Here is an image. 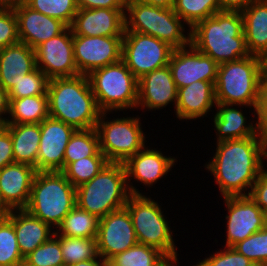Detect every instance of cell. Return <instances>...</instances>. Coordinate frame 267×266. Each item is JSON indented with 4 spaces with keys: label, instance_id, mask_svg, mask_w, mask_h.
I'll use <instances>...</instances> for the list:
<instances>
[{
    "label": "cell",
    "instance_id": "1f68e13d",
    "mask_svg": "<svg viewBox=\"0 0 267 266\" xmlns=\"http://www.w3.org/2000/svg\"><path fill=\"white\" fill-rule=\"evenodd\" d=\"M167 256L155 247L137 243L108 261V266H158Z\"/></svg>",
    "mask_w": 267,
    "mask_h": 266
},
{
    "label": "cell",
    "instance_id": "8d00e7d4",
    "mask_svg": "<svg viewBox=\"0 0 267 266\" xmlns=\"http://www.w3.org/2000/svg\"><path fill=\"white\" fill-rule=\"evenodd\" d=\"M29 7L71 26L78 11L76 0H23Z\"/></svg>",
    "mask_w": 267,
    "mask_h": 266
},
{
    "label": "cell",
    "instance_id": "ba28073f",
    "mask_svg": "<svg viewBox=\"0 0 267 266\" xmlns=\"http://www.w3.org/2000/svg\"><path fill=\"white\" fill-rule=\"evenodd\" d=\"M87 77L101 112L137 108L138 79L122 60L96 69Z\"/></svg>",
    "mask_w": 267,
    "mask_h": 266
},
{
    "label": "cell",
    "instance_id": "d590c367",
    "mask_svg": "<svg viewBox=\"0 0 267 266\" xmlns=\"http://www.w3.org/2000/svg\"><path fill=\"white\" fill-rule=\"evenodd\" d=\"M49 78L38 67L28 74H21L14 87L8 91L9 99H20L35 95H47Z\"/></svg>",
    "mask_w": 267,
    "mask_h": 266
},
{
    "label": "cell",
    "instance_id": "c3c4849f",
    "mask_svg": "<svg viewBox=\"0 0 267 266\" xmlns=\"http://www.w3.org/2000/svg\"><path fill=\"white\" fill-rule=\"evenodd\" d=\"M9 104L10 101L8 92L0 85V126L5 125L7 121V114H9Z\"/></svg>",
    "mask_w": 267,
    "mask_h": 266
},
{
    "label": "cell",
    "instance_id": "e575fe53",
    "mask_svg": "<svg viewBox=\"0 0 267 266\" xmlns=\"http://www.w3.org/2000/svg\"><path fill=\"white\" fill-rule=\"evenodd\" d=\"M108 163L105 156H90L69 163L61 172L75 187L90 181Z\"/></svg>",
    "mask_w": 267,
    "mask_h": 266
},
{
    "label": "cell",
    "instance_id": "ee69618b",
    "mask_svg": "<svg viewBox=\"0 0 267 266\" xmlns=\"http://www.w3.org/2000/svg\"><path fill=\"white\" fill-rule=\"evenodd\" d=\"M249 196L263 210L267 209V169L264 168L255 183L253 184Z\"/></svg>",
    "mask_w": 267,
    "mask_h": 266
},
{
    "label": "cell",
    "instance_id": "277c9868",
    "mask_svg": "<svg viewBox=\"0 0 267 266\" xmlns=\"http://www.w3.org/2000/svg\"><path fill=\"white\" fill-rule=\"evenodd\" d=\"M267 74L263 58H245L219 64L215 82L216 103L245 105L256 115L259 87Z\"/></svg>",
    "mask_w": 267,
    "mask_h": 266
},
{
    "label": "cell",
    "instance_id": "836d02e7",
    "mask_svg": "<svg viewBox=\"0 0 267 266\" xmlns=\"http://www.w3.org/2000/svg\"><path fill=\"white\" fill-rule=\"evenodd\" d=\"M60 247L65 266L99 256L96 238L60 236Z\"/></svg>",
    "mask_w": 267,
    "mask_h": 266
},
{
    "label": "cell",
    "instance_id": "680465c9",
    "mask_svg": "<svg viewBox=\"0 0 267 266\" xmlns=\"http://www.w3.org/2000/svg\"><path fill=\"white\" fill-rule=\"evenodd\" d=\"M18 266H30V265H28V264H26L24 261L20 264V265H18Z\"/></svg>",
    "mask_w": 267,
    "mask_h": 266
},
{
    "label": "cell",
    "instance_id": "7402d4cb",
    "mask_svg": "<svg viewBox=\"0 0 267 266\" xmlns=\"http://www.w3.org/2000/svg\"><path fill=\"white\" fill-rule=\"evenodd\" d=\"M36 172L24 163H12L0 170V193L11 210L26 208Z\"/></svg>",
    "mask_w": 267,
    "mask_h": 266
},
{
    "label": "cell",
    "instance_id": "2e32d148",
    "mask_svg": "<svg viewBox=\"0 0 267 266\" xmlns=\"http://www.w3.org/2000/svg\"><path fill=\"white\" fill-rule=\"evenodd\" d=\"M168 66L178 89L195 81H207L215 85L219 65L190 44L174 49Z\"/></svg>",
    "mask_w": 267,
    "mask_h": 266
},
{
    "label": "cell",
    "instance_id": "4316f807",
    "mask_svg": "<svg viewBox=\"0 0 267 266\" xmlns=\"http://www.w3.org/2000/svg\"><path fill=\"white\" fill-rule=\"evenodd\" d=\"M241 13L247 49L263 58L267 54V0H254Z\"/></svg>",
    "mask_w": 267,
    "mask_h": 266
},
{
    "label": "cell",
    "instance_id": "52a82bcc",
    "mask_svg": "<svg viewBox=\"0 0 267 266\" xmlns=\"http://www.w3.org/2000/svg\"><path fill=\"white\" fill-rule=\"evenodd\" d=\"M184 24L173 8L155 7L140 0H126L125 31L153 36L178 49L191 44V30L186 34Z\"/></svg>",
    "mask_w": 267,
    "mask_h": 266
},
{
    "label": "cell",
    "instance_id": "9a60e30c",
    "mask_svg": "<svg viewBox=\"0 0 267 266\" xmlns=\"http://www.w3.org/2000/svg\"><path fill=\"white\" fill-rule=\"evenodd\" d=\"M223 202L228 211L225 216L226 245L223 248L233 247L265 227L264 212L249 195L224 197Z\"/></svg>",
    "mask_w": 267,
    "mask_h": 266
},
{
    "label": "cell",
    "instance_id": "f5cc1de1",
    "mask_svg": "<svg viewBox=\"0 0 267 266\" xmlns=\"http://www.w3.org/2000/svg\"><path fill=\"white\" fill-rule=\"evenodd\" d=\"M178 256H174V257H167L161 264H159L158 266H177L178 264ZM177 263V264H176Z\"/></svg>",
    "mask_w": 267,
    "mask_h": 266
},
{
    "label": "cell",
    "instance_id": "db71d44e",
    "mask_svg": "<svg viewBox=\"0 0 267 266\" xmlns=\"http://www.w3.org/2000/svg\"><path fill=\"white\" fill-rule=\"evenodd\" d=\"M248 266H267V263L251 262Z\"/></svg>",
    "mask_w": 267,
    "mask_h": 266
},
{
    "label": "cell",
    "instance_id": "603a6c76",
    "mask_svg": "<svg viewBox=\"0 0 267 266\" xmlns=\"http://www.w3.org/2000/svg\"><path fill=\"white\" fill-rule=\"evenodd\" d=\"M216 104L215 85L212 82L195 81L178 88L174 112L179 120H196L206 117Z\"/></svg>",
    "mask_w": 267,
    "mask_h": 266
},
{
    "label": "cell",
    "instance_id": "f907efd6",
    "mask_svg": "<svg viewBox=\"0 0 267 266\" xmlns=\"http://www.w3.org/2000/svg\"><path fill=\"white\" fill-rule=\"evenodd\" d=\"M141 2L160 8H173L175 0H140Z\"/></svg>",
    "mask_w": 267,
    "mask_h": 266
},
{
    "label": "cell",
    "instance_id": "e0dca14e",
    "mask_svg": "<svg viewBox=\"0 0 267 266\" xmlns=\"http://www.w3.org/2000/svg\"><path fill=\"white\" fill-rule=\"evenodd\" d=\"M76 129L60 120L47 117L40 123L37 172L62 171L67 144Z\"/></svg>",
    "mask_w": 267,
    "mask_h": 266
},
{
    "label": "cell",
    "instance_id": "7dc6e473",
    "mask_svg": "<svg viewBox=\"0 0 267 266\" xmlns=\"http://www.w3.org/2000/svg\"><path fill=\"white\" fill-rule=\"evenodd\" d=\"M254 0H217L221 11H239L245 10Z\"/></svg>",
    "mask_w": 267,
    "mask_h": 266
},
{
    "label": "cell",
    "instance_id": "f35d334b",
    "mask_svg": "<svg viewBox=\"0 0 267 266\" xmlns=\"http://www.w3.org/2000/svg\"><path fill=\"white\" fill-rule=\"evenodd\" d=\"M24 261L20 253L13 223L0 222V266H18Z\"/></svg>",
    "mask_w": 267,
    "mask_h": 266
},
{
    "label": "cell",
    "instance_id": "5b68a950",
    "mask_svg": "<svg viewBox=\"0 0 267 266\" xmlns=\"http://www.w3.org/2000/svg\"><path fill=\"white\" fill-rule=\"evenodd\" d=\"M130 195L123 163L108 162L90 181L76 188V205L101 219L125 207Z\"/></svg>",
    "mask_w": 267,
    "mask_h": 266
},
{
    "label": "cell",
    "instance_id": "d6a6232c",
    "mask_svg": "<svg viewBox=\"0 0 267 266\" xmlns=\"http://www.w3.org/2000/svg\"><path fill=\"white\" fill-rule=\"evenodd\" d=\"M173 11L191 30L198 22L221 11L217 0H175Z\"/></svg>",
    "mask_w": 267,
    "mask_h": 266
},
{
    "label": "cell",
    "instance_id": "d6986e66",
    "mask_svg": "<svg viewBox=\"0 0 267 266\" xmlns=\"http://www.w3.org/2000/svg\"><path fill=\"white\" fill-rule=\"evenodd\" d=\"M17 17L20 42L35 49L43 42L61 34L68 26L29 7L24 1L10 4Z\"/></svg>",
    "mask_w": 267,
    "mask_h": 266
},
{
    "label": "cell",
    "instance_id": "8fae6325",
    "mask_svg": "<svg viewBox=\"0 0 267 266\" xmlns=\"http://www.w3.org/2000/svg\"><path fill=\"white\" fill-rule=\"evenodd\" d=\"M174 48L150 35L125 31L122 61L139 80L153 70L169 64Z\"/></svg>",
    "mask_w": 267,
    "mask_h": 266
},
{
    "label": "cell",
    "instance_id": "7bdbcfd3",
    "mask_svg": "<svg viewBox=\"0 0 267 266\" xmlns=\"http://www.w3.org/2000/svg\"><path fill=\"white\" fill-rule=\"evenodd\" d=\"M256 115L259 132L267 141V74L263 77L259 87Z\"/></svg>",
    "mask_w": 267,
    "mask_h": 266
},
{
    "label": "cell",
    "instance_id": "6da1fadb",
    "mask_svg": "<svg viewBox=\"0 0 267 266\" xmlns=\"http://www.w3.org/2000/svg\"><path fill=\"white\" fill-rule=\"evenodd\" d=\"M205 168L214 176L224 197L248 196L265 168L267 141L262 135L218 142ZM248 189V190H247ZM248 191V192H247Z\"/></svg>",
    "mask_w": 267,
    "mask_h": 266
},
{
    "label": "cell",
    "instance_id": "816d5d0a",
    "mask_svg": "<svg viewBox=\"0 0 267 266\" xmlns=\"http://www.w3.org/2000/svg\"><path fill=\"white\" fill-rule=\"evenodd\" d=\"M11 209L9 206L4 202L1 193H0V222L8 219L11 214Z\"/></svg>",
    "mask_w": 267,
    "mask_h": 266
},
{
    "label": "cell",
    "instance_id": "11a10c76",
    "mask_svg": "<svg viewBox=\"0 0 267 266\" xmlns=\"http://www.w3.org/2000/svg\"><path fill=\"white\" fill-rule=\"evenodd\" d=\"M17 1H23V0H0V4H11Z\"/></svg>",
    "mask_w": 267,
    "mask_h": 266
},
{
    "label": "cell",
    "instance_id": "8992f818",
    "mask_svg": "<svg viewBox=\"0 0 267 266\" xmlns=\"http://www.w3.org/2000/svg\"><path fill=\"white\" fill-rule=\"evenodd\" d=\"M76 206V188L61 171L36 172L25 210L52 228Z\"/></svg>",
    "mask_w": 267,
    "mask_h": 266
},
{
    "label": "cell",
    "instance_id": "ffe728a7",
    "mask_svg": "<svg viewBox=\"0 0 267 266\" xmlns=\"http://www.w3.org/2000/svg\"><path fill=\"white\" fill-rule=\"evenodd\" d=\"M70 28L73 35L123 36L125 9H78Z\"/></svg>",
    "mask_w": 267,
    "mask_h": 266
},
{
    "label": "cell",
    "instance_id": "b9f144b4",
    "mask_svg": "<svg viewBox=\"0 0 267 266\" xmlns=\"http://www.w3.org/2000/svg\"><path fill=\"white\" fill-rule=\"evenodd\" d=\"M250 263L249 259L238 253L233 247H225L193 266H248Z\"/></svg>",
    "mask_w": 267,
    "mask_h": 266
},
{
    "label": "cell",
    "instance_id": "4fadbf2b",
    "mask_svg": "<svg viewBox=\"0 0 267 266\" xmlns=\"http://www.w3.org/2000/svg\"><path fill=\"white\" fill-rule=\"evenodd\" d=\"M35 55L37 67L49 79L80 75L74 60L73 33L70 27L37 46Z\"/></svg>",
    "mask_w": 267,
    "mask_h": 266
},
{
    "label": "cell",
    "instance_id": "681fc988",
    "mask_svg": "<svg viewBox=\"0 0 267 266\" xmlns=\"http://www.w3.org/2000/svg\"><path fill=\"white\" fill-rule=\"evenodd\" d=\"M69 266H108V262L105 261L101 256H98L97 258L81 261Z\"/></svg>",
    "mask_w": 267,
    "mask_h": 266
},
{
    "label": "cell",
    "instance_id": "7a4b0ae2",
    "mask_svg": "<svg viewBox=\"0 0 267 266\" xmlns=\"http://www.w3.org/2000/svg\"><path fill=\"white\" fill-rule=\"evenodd\" d=\"M191 44L218 65L251 55L239 11H219L198 22L191 29Z\"/></svg>",
    "mask_w": 267,
    "mask_h": 266
},
{
    "label": "cell",
    "instance_id": "f546056e",
    "mask_svg": "<svg viewBox=\"0 0 267 266\" xmlns=\"http://www.w3.org/2000/svg\"><path fill=\"white\" fill-rule=\"evenodd\" d=\"M100 219L77 205L64 217L55 230L56 235L65 237L96 238Z\"/></svg>",
    "mask_w": 267,
    "mask_h": 266
},
{
    "label": "cell",
    "instance_id": "9c48e42d",
    "mask_svg": "<svg viewBox=\"0 0 267 266\" xmlns=\"http://www.w3.org/2000/svg\"><path fill=\"white\" fill-rule=\"evenodd\" d=\"M125 207L131 215L138 243L155 247L167 257L179 256L171 226L157 201L143 194H131Z\"/></svg>",
    "mask_w": 267,
    "mask_h": 266
},
{
    "label": "cell",
    "instance_id": "6f0895ef",
    "mask_svg": "<svg viewBox=\"0 0 267 266\" xmlns=\"http://www.w3.org/2000/svg\"><path fill=\"white\" fill-rule=\"evenodd\" d=\"M263 62H264L265 69H266V72H267V54L263 57Z\"/></svg>",
    "mask_w": 267,
    "mask_h": 266
},
{
    "label": "cell",
    "instance_id": "cb8c5ba5",
    "mask_svg": "<svg viewBox=\"0 0 267 266\" xmlns=\"http://www.w3.org/2000/svg\"><path fill=\"white\" fill-rule=\"evenodd\" d=\"M37 68L35 49L23 42L0 50V85L8 92L21 74Z\"/></svg>",
    "mask_w": 267,
    "mask_h": 266
},
{
    "label": "cell",
    "instance_id": "f1b7e54d",
    "mask_svg": "<svg viewBox=\"0 0 267 266\" xmlns=\"http://www.w3.org/2000/svg\"><path fill=\"white\" fill-rule=\"evenodd\" d=\"M9 101V115L5 124H40L49 117L48 95L9 99Z\"/></svg>",
    "mask_w": 267,
    "mask_h": 266
},
{
    "label": "cell",
    "instance_id": "30bf717a",
    "mask_svg": "<svg viewBox=\"0 0 267 266\" xmlns=\"http://www.w3.org/2000/svg\"><path fill=\"white\" fill-rule=\"evenodd\" d=\"M101 112L96 124L99 149L108 162L124 163L129 157L141 151L146 144L140 117L107 118ZM106 119H108L106 121Z\"/></svg>",
    "mask_w": 267,
    "mask_h": 266
},
{
    "label": "cell",
    "instance_id": "4dcf8cb0",
    "mask_svg": "<svg viewBox=\"0 0 267 266\" xmlns=\"http://www.w3.org/2000/svg\"><path fill=\"white\" fill-rule=\"evenodd\" d=\"M90 156H105L99 149L96 128L76 130L65 149L64 168L71 162Z\"/></svg>",
    "mask_w": 267,
    "mask_h": 266
},
{
    "label": "cell",
    "instance_id": "ac0fdd59",
    "mask_svg": "<svg viewBox=\"0 0 267 266\" xmlns=\"http://www.w3.org/2000/svg\"><path fill=\"white\" fill-rule=\"evenodd\" d=\"M176 161L174 157L164 156L161 151L146 145L123 163L130 193L143 194L131 184L132 178L146 187H151L171 171Z\"/></svg>",
    "mask_w": 267,
    "mask_h": 266
},
{
    "label": "cell",
    "instance_id": "d4e9b609",
    "mask_svg": "<svg viewBox=\"0 0 267 266\" xmlns=\"http://www.w3.org/2000/svg\"><path fill=\"white\" fill-rule=\"evenodd\" d=\"M241 106L245 105L216 104L217 110L214 113L215 115H213L214 130L217 137L216 143L261 135L256 121L255 124L253 121L249 124L247 123L248 119L242 113ZM237 107H240L241 110L237 109Z\"/></svg>",
    "mask_w": 267,
    "mask_h": 266
},
{
    "label": "cell",
    "instance_id": "60d3db41",
    "mask_svg": "<svg viewBox=\"0 0 267 266\" xmlns=\"http://www.w3.org/2000/svg\"><path fill=\"white\" fill-rule=\"evenodd\" d=\"M20 42L18 21L10 4H0V50Z\"/></svg>",
    "mask_w": 267,
    "mask_h": 266
},
{
    "label": "cell",
    "instance_id": "484cf974",
    "mask_svg": "<svg viewBox=\"0 0 267 266\" xmlns=\"http://www.w3.org/2000/svg\"><path fill=\"white\" fill-rule=\"evenodd\" d=\"M8 219L14 225L18 247L23 257L55 234L54 228L34 217L25 209L12 210Z\"/></svg>",
    "mask_w": 267,
    "mask_h": 266
},
{
    "label": "cell",
    "instance_id": "5bb4252c",
    "mask_svg": "<svg viewBox=\"0 0 267 266\" xmlns=\"http://www.w3.org/2000/svg\"><path fill=\"white\" fill-rule=\"evenodd\" d=\"M98 255L109 261L138 243L131 215L126 207L110 212L99 221Z\"/></svg>",
    "mask_w": 267,
    "mask_h": 266
},
{
    "label": "cell",
    "instance_id": "44dd1931",
    "mask_svg": "<svg viewBox=\"0 0 267 266\" xmlns=\"http://www.w3.org/2000/svg\"><path fill=\"white\" fill-rule=\"evenodd\" d=\"M178 89L168 65L153 70L138 80L137 108L159 110L168 104L176 107Z\"/></svg>",
    "mask_w": 267,
    "mask_h": 266
},
{
    "label": "cell",
    "instance_id": "3957f363",
    "mask_svg": "<svg viewBox=\"0 0 267 266\" xmlns=\"http://www.w3.org/2000/svg\"><path fill=\"white\" fill-rule=\"evenodd\" d=\"M47 95L49 117L76 130L96 127L101 111L86 75L49 79Z\"/></svg>",
    "mask_w": 267,
    "mask_h": 266
},
{
    "label": "cell",
    "instance_id": "7c38bea8",
    "mask_svg": "<svg viewBox=\"0 0 267 266\" xmlns=\"http://www.w3.org/2000/svg\"><path fill=\"white\" fill-rule=\"evenodd\" d=\"M123 36L73 35L74 60L79 74L88 75L96 69L122 60Z\"/></svg>",
    "mask_w": 267,
    "mask_h": 266
},
{
    "label": "cell",
    "instance_id": "83f0119b",
    "mask_svg": "<svg viewBox=\"0 0 267 266\" xmlns=\"http://www.w3.org/2000/svg\"><path fill=\"white\" fill-rule=\"evenodd\" d=\"M10 132L15 163L31 165L37 171L40 144V124H5Z\"/></svg>",
    "mask_w": 267,
    "mask_h": 266
},
{
    "label": "cell",
    "instance_id": "9f6ffc18",
    "mask_svg": "<svg viewBox=\"0 0 267 266\" xmlns=\"http://www.w3.org/2000/svg\"><path fill=\"white\" fill-rule=\"evenodd\" d=\"M264 225L267 228V209L264 211Z\"/></svg>",
    "mask_w": 267,
    "mask_h": 266
},
{
    "label": "cell",
    "instance_id": "bcb514c9",
    "mask_svg": "<svg viewBox=\"0 0 267 266\" xmlns=\"http://www.w3.org/2000/svg\"><path fill=\"white\" fill-rule=\"evenodd\" d=\"M78 9H125L126 0H76Z\"/></svg>",
    "mask_w": 267,
    "mask_h": 266
},
{
    "label": "cell",
    "instance_id": "74e56055",
    "mask_svg": "<svg viewBox=\"0 0 267 266\" xmlns=\"http://www.w3.org/2000/svg\"><path fill=\"white\" fill-rule=\"evenodd\" d=\"M24 262L30 266H65L60 247V235L54 234L48 241L25 256Z\"/></svg>",
    "mask_w": 267,
    "mask_h": 266
},
{
    "label": "cell",
    "instance_id": "ab89813d",
    "mask_svg": "<svg viewBox=\"0 0 267 266\" xmlns=\"http://www.w3.org/2000/svg\"><path fill=\"white\" fill-rule=\"evenodd\" d=\"M233 248L251 262L267 263V228L253 233Z\"/></svg>",
    "mask_w": 267,
    "mask_h": 266
},
{
    "label": "cell",
    "instance_id": "f6af8a7d",
    "mask_svg": "<svg viewBox=\"0 0 267 266\" xmlns=\"http://www.w3.org/2000/svg\"><path fill=\"white\" fill-rule=\"evenodd\" d=\"M15 163L12 140L9 130L4 126H0V170L6 165Z\"/></svg>",
    "mask_w": 267,
    "mask_h": 266
}]
</instances>
